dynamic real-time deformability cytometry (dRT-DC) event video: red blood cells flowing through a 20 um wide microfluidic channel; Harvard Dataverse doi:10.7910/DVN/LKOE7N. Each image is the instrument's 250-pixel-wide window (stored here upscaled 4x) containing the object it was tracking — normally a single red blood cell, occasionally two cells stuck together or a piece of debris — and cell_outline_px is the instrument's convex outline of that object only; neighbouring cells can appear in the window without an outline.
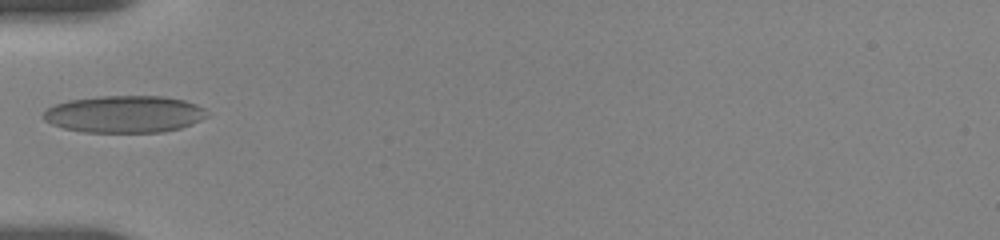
{"species": "human", "species_latin": "Homo sapiens", "temperature_condition": "room temperature", "stored_images_in_passage": 31, "camera_frame_rate_fps": 3000, "um_per_image_px": 0.085, "donor": {"sex": "female"}, "frame": {"image": 1, "passage_image": 1, "time_ms": 0.0, "image_size_px": [1000, 240], "cell_outline_px": [[208, 116], [192, 124], [180, 128], [164, 132], [84, 132], [64, 128], [52, 124], [44, 120], [40, 116], [48, 108], [56, 104], [68, 100], [100, 96], [164, 96], [184, 100], [196, 104], [204, 108]], "centroid_in_image_um": [10.57, 9.7], "position_along_channel_um": 74.4, "area_um2": 35.43}}
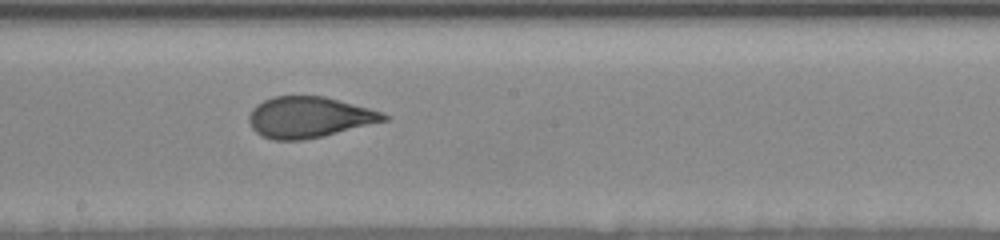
{"frame": {"image": 2, "passage_image": 13, "time_ms": 4.0, "image_size_px": [1000, 240], "cell_outline_px": [[392, 116], [388, 120], [324, 136], [304, 140], [272, 140], [256, 132], [252, 128], [248, 120], [248, 116], [252, 108], [256, 104], [264, 100], [276, 96], [324, 96], [368, 108]], "centroid_in_image_um": [26.26, 9.97], "position_along_channel_um": 221.9, "area_um2": 32.14}}
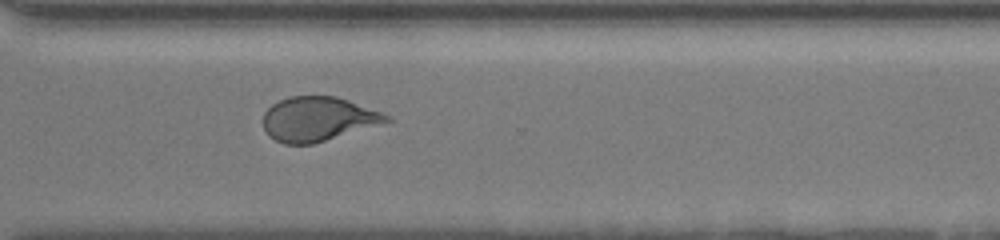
{"frame": {"image": 3, "passage_image": 25, "time_ms": 7.333, "image_size_px": [1000, 240], "cell_outline_px": [[392, 120], [312, 144], [284, 144], [268, 136], [264, 128], [264, 112], [272, 104], [280, 100], [292, 96], [336, 96], [348, 100], [392, 116]], "centroid_in_image_um": [27.0, 10.11], "position_along_channel_um": 343.6, "area_um2": 31.44}, "authors_computed_cell_mechanics": {"area_um2": 32.3102, "velocity_mm_per_s": 3.6585, "shape_relaxation_time_tau1_ms": 5.5247, "shape_relaxation_time_tau2_ms": 0.9212, "deformation_change_tau1": 0.1736, "deformation_change_tau2": 0.0712}}